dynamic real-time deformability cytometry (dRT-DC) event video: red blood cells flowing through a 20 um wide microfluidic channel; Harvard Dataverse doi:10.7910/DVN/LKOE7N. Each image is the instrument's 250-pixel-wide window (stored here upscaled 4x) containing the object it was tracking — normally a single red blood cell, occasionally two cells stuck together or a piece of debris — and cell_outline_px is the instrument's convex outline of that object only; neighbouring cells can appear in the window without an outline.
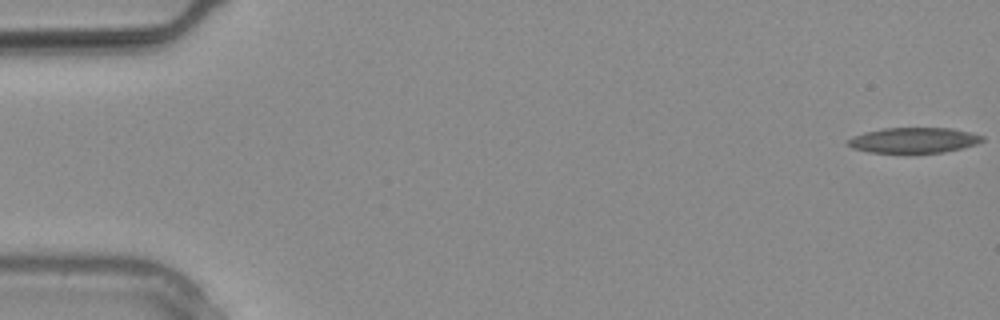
{"species": "common noctule bat (a hibernating species)", "species_latin": "Nyctalus noctula", "temperature_condition": "warm", "stored_images_in_passage": 11, "camera_frame_rate_fps": 3000, "um_per_image_px": 0.085, "animal": {"sex": "male", "body_mass_g": 20.4}, "frame": {"image": 1, "passage_image": 1, "time_ms": 0.0, "image_size_px": [1000, 320], "cell_outline_px": [[984, 140], [976, 144], [944, 152], [868, 152], [852, 148], [844, 144], [844, 140], [852, 136], [864, 132], [884, 128], [952, 128], [984, 136]], "centroid_in_image_um": [77.59, 11.91], "position_along_channel_um": 7.4, "area_um2": 19.88}}
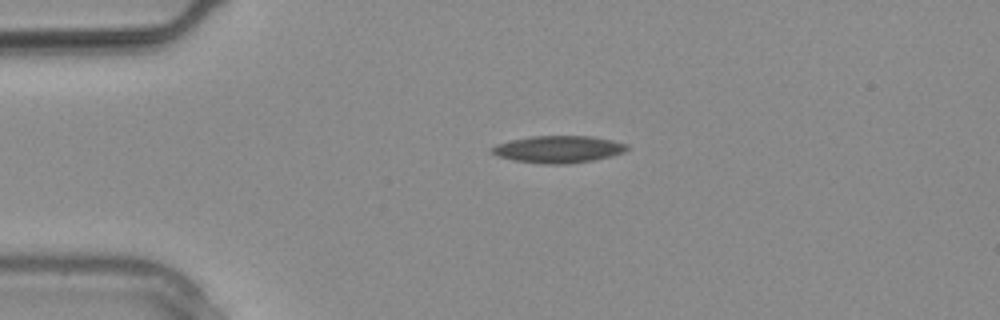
{"frame": {"image": 2, "passage_image": 7, "time_ms": 2.0, "image_size_px": [1000, 320], "cell_outline_px": [[628, 148], [624, 152], [612, 156], [596, 160], [568, 164], [540, 164], [512, 160], [496, 156], [488, 152], [488, 148], [496, 144], [528, 136], [592, 136], [612, 140], [628, 144]], "centroid_in_image_um": [47.41, 12.69], "position_along_channel_um": 37.6, "area_um2": 21.79}}
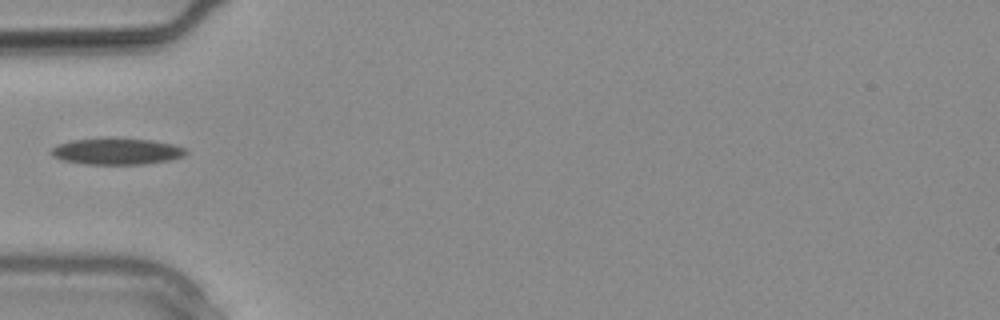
{"frame": {"image": 3, "passage_image": 10, "time_ms": 3.0, "image_size_px": [1000, 320], "cell_outline_px": [[188, 152], [184, 156], [168, 160], [144, 164], [84, 164], [60, 160], [52, 156], [48, 152], [52, 148], [60, 144], [72, 140], [100, 136], [152, 140], [172, 144], [184, 148]], "centroid_in_image_um": [9.86, 12.84], "position_along_channel_um": 75.1, "area_um2": 21.21}}